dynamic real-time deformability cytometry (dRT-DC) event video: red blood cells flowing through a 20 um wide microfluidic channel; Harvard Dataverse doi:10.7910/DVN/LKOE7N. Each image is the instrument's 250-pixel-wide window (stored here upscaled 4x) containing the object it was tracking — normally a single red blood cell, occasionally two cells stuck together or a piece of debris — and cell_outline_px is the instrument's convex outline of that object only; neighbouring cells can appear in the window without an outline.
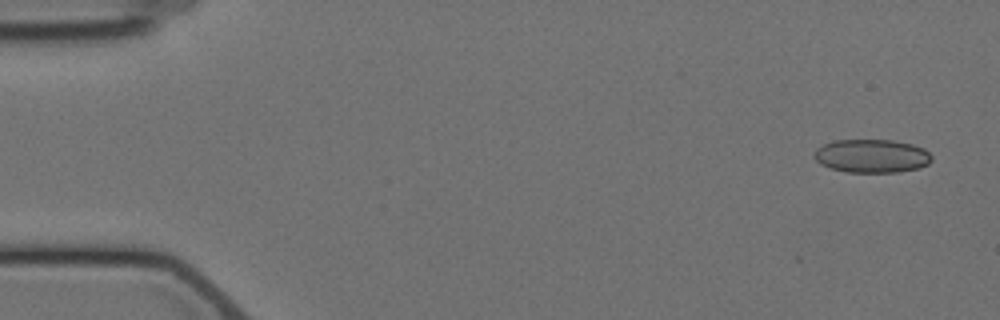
{"species": "Egyptian fruit bat (a non-hibernating species)", "species_latin": "Rousettus aegyptiacus", "temperature_condition": "cold", "stored_images_in_passage": 5, "camera_frame_rate_fps": 3000, "um_per_image_px": 0.085, "animal": {"sex": "female"}, "frame": {"image": 1, "passage_image": 1, "time_ms": 0.0, "image_size_px": [1000, 320], "cell_outline_px": [[932, 160], [928, 164], [920, 168], [900, 172], [848, 172], [832, 168], [820, 164], [816, 160], [816, 148], [832, 140], [892, 140], [912, 144], [924, 148], [932, 156]], "centroid_in_image_um": [74.14, 13.26], "position_along_channel_um": 10.9, "area_um2": 22.89}}
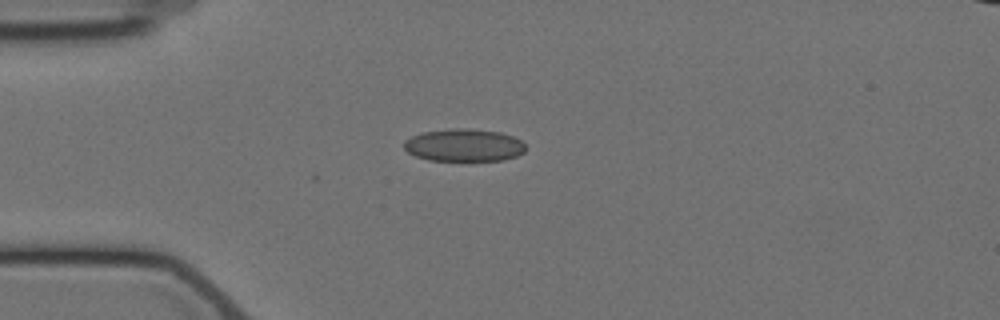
{"frame": {"image": 2, "passage_image": 4, "time_ms": 4.0, "image_size_px": [1000, 320], "cell_outline_px": [[524, 152], [516, 156], [504, 160], [428, 160], [416, 156], [408, 152], [404, 148], [404, 140], [412, 136], [424, 132], [448, 128], [468, 128], [500, 132], [512, 136], [520, 140], [524, 144]], "centroid_in_image_um": [39.42, 12.33], "position_along_channel_um": 45.6, "area_um2": 23.0}}